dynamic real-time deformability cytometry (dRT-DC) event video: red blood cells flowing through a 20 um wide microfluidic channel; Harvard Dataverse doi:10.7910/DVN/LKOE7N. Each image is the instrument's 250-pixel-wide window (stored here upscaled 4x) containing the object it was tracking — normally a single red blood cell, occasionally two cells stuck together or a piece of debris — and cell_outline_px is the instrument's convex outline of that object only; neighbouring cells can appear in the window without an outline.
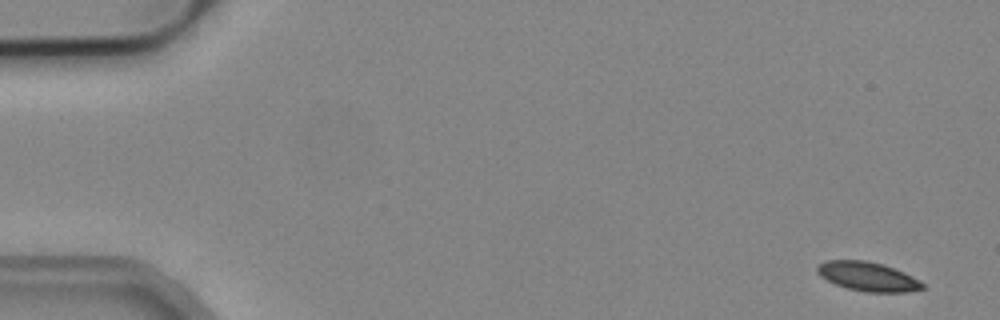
{"species": "common noctule bat (a hibernating species)", "species_latin": "Nyctalus noctula", "temperature_condition": "cold", "stored_images_in_passage": 5, "camera_frame_rate_fps": 3000, "um_per_image_px": 0.085, "animal": {"sex": "male", "body_mass_g": 19.2, "forearm_length_mm": 51.8}, "frame": {"image": 1, "passage_image": 1, "time_ms": 0.0, "image_size_px": [1000, 320], "cell_outline_px": [[924, 288], [908, 292], [868, 292], [848, 288], [836, 284], [820, 276], [816, 272], [816, 264], [824, 260], [864, 260], [884, 264], [904, 272], [920, 280], [924, 284]], "centroid_in_image_um": [73.75, 23.49], "position_along_channel_um": 11.3, "area_um2": 17.98}}
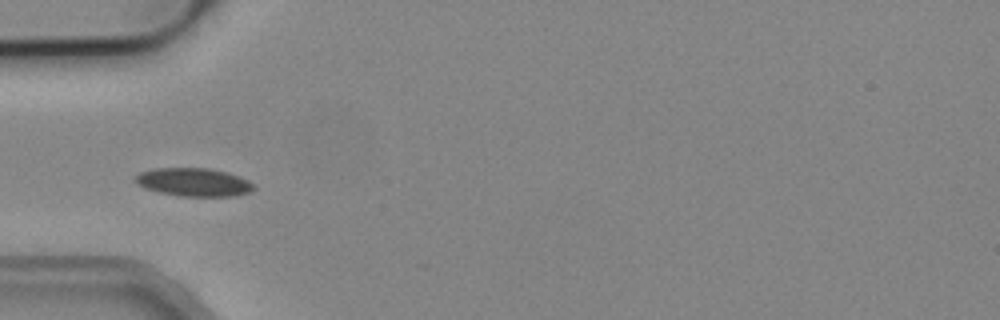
{"frame": {"image": 2, "passage_image": 5, "time_ms": 1.333, "image_size_px": [1000, 320], "cell_outline_px": [[252, 188], [248, 192], [232, 196], [180, 196], [160, 192], [144, 188], [136, 184], [136, 176], [140, 172], [156, 168], [208, 168], [224, 172], [248, 180], [252, 184]], "centroid_in_image_um": [16.4, 15.48], "position_along_channel_um": 68.6, "area_um2": 19.07}}